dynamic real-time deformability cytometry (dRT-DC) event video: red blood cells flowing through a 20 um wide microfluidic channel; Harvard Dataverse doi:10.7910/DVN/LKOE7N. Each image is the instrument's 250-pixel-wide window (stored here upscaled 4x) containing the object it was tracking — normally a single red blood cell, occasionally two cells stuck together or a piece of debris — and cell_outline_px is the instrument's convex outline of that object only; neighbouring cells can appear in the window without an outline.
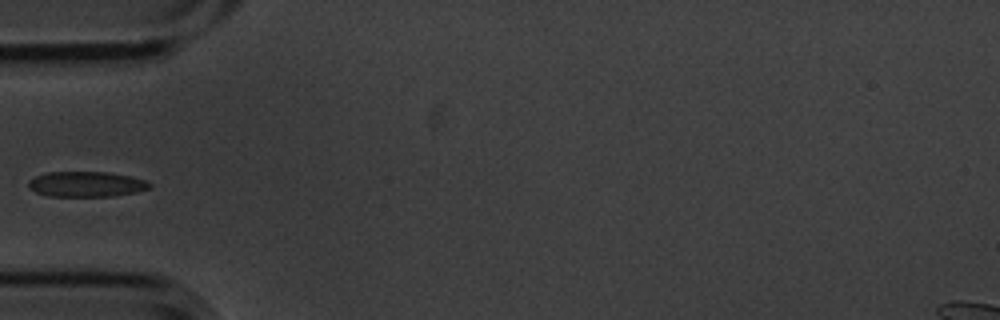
{"species": "common noctule bat (a hibernating species)", "species_latin": "Nyctalus noctula", "temperature_condition": "cold", "stored_images_in_passage": 7, "camera_frame_rate_fps": 3000, "um_per_image_px": 0.085, "animal": {"sex": "male", "body_mass_g": 20.1, "forearm_length_mm": 53.5}, "frame": {"image": 1, "passage_image": 5, "time_ms": 1.333, "image_size_px": [1000, 320], "cell_outline_px": [[152, 188], [136, 192], [112, 196], [48, 196], [36, 192], [28, 188], [28, 180], [36, 176], [48, 172], [108, 172], [132, 176], [144, 180], [152, 184]], "centroid_in_image_um": [7.35, 15.65], "position_along_channel_um": 77.7, "area_um2": 17.98}}
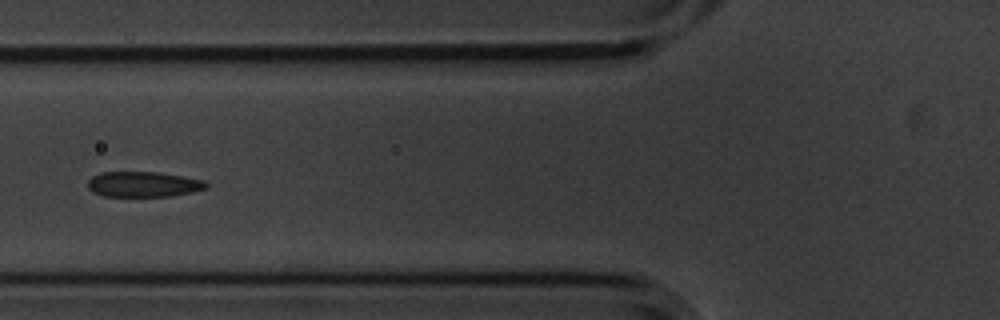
{"frame": {"image": 2, "passage_image": 6, "time_ms": 1.667, "image_size_px": [1000, 320], "cell_outline_px": [[208, 188], [192, 192], [172, 196], [104, 196], [92, 192], [88, 188], [88, 180], [92, 176], [100, 172], [160, 172], [184, 176], [204, 180], [208, 184]], "centroid_in_image_um": [12.2, 15.66], "position_along_channel_um": 113.6, "area_um2": 17.69}}
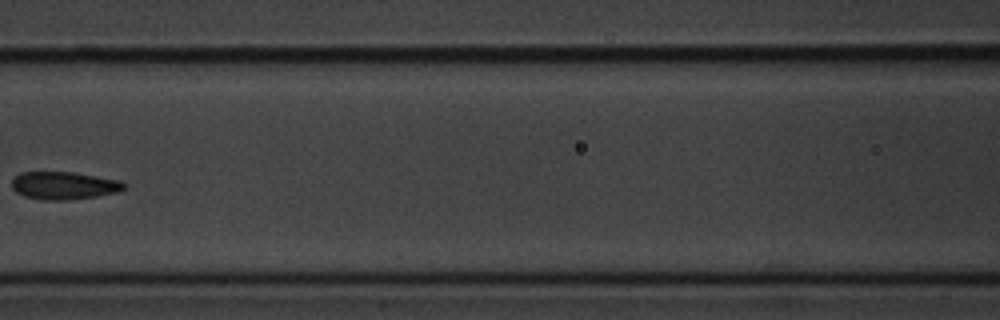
{"frame": {"image": 3, "passage_image": 7, "time_ms": 2.0, "image_size_px": [1000, 320], "cell_outline_px": [[128, 184], [124, 188], [116, 192], [96, 196], [64, 200], [40, 200], [24, 196], [16, 192], [12, 188], [12, 180], [20, 172], [72, 172], [120, 180]], "centroid_in_image_um": [5.42, 15.77], "position_along_channel_um": 161.2, "area_um2": 18.09}}